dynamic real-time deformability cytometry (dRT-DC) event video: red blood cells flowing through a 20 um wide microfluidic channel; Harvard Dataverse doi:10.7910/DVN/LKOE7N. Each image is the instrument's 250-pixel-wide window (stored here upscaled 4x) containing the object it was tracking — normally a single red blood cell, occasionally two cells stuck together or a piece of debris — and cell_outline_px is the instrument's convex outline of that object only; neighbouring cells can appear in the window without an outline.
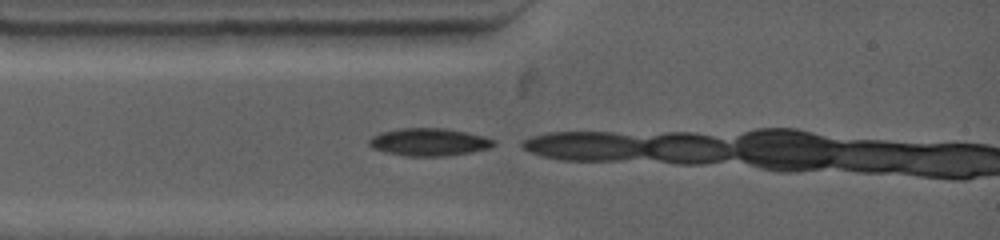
{"species": "common noctule bat (a hibernating species)", "species_latin": "Nyctalus noctula", "temperature_condition": "warm", "stored_images_in_passage": 3, "camera_frame_rate_fps": 4500, "um_per_image_px": 0.085, "animal": {"sex": "female", "body_mass_g": 19.0, "forearm_length_mm": 53.3}, "frame": {"image": 1, "passage_image": 1, "time_ms": 0.0, "image_size_px": [1000, 240], "cell_outline_px": [[496, 144], [488, 148], [472, 152], [444, 156], [404, 156], [384, 152], [372, 148], [368, 144], [368, 140], [372, 136], [380, 132], [400, 128], [444, 128], [484, 136], [492, 140]], "centroid_in_image_um": [36.4, 12.08], "position_along_channel_um": 48.6, "area_um2": 20.06}}